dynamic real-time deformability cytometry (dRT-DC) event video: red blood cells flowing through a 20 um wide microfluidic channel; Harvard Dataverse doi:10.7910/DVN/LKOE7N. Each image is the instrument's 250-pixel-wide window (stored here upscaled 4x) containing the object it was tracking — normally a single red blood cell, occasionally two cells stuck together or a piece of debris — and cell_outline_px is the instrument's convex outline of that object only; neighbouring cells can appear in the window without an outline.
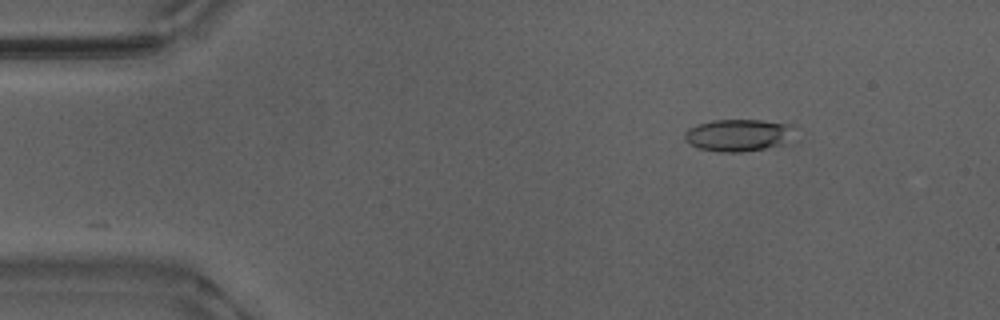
{"species": "Egyptian fruit bat (a non-hibernating species)", "species_latin": "Rousettus aegyptiacus", "temperature_condition": "warm", "stored_images_in_passage": 47, "camera_frame_rate_fps": 3000, "um_per_image_px": 0.085, "animal": {"sex": "male"}, "frame": {"image": 1, "passage_image": 1, "time_ms": 0.0, "image_size_px": [1000, 320], "cell_outline_px": [[796, 128], [784, 144], [764, 148], [740, 152], [720, 152], [700, 148], [684, 140], [684, 132], [688, 128], [696, 124], [712, 120], [760, 120], [796, 124]], "centroid_in_image_um": [62.76, 11.47], "position_along_channel_um": 22.2, "area_um2": 20.69}}
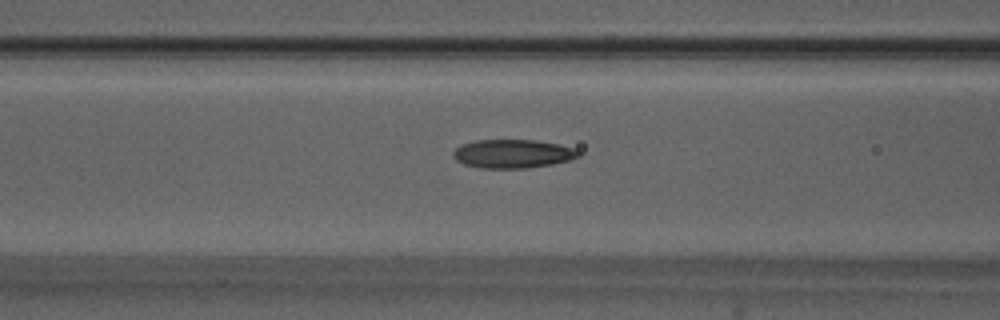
{"frame": {"image": 2, "passage_image": 15, "time_ms": 4.667, "image_size_px": [1000, 320], "cell_outline_px": [[580, 156], [572, 160], [552, 164], [528, 168], [480, 168], [464, 164], [456, 160], [452, 156], [452, 152], [460, 144], [476, 140], [536, 140], [560, 144], [572, 148], [580, 152]], "centroid_in_image_um": [43.57, 13.07], "position_along_channel_um": 123.0, "area_um2": 21.1}}
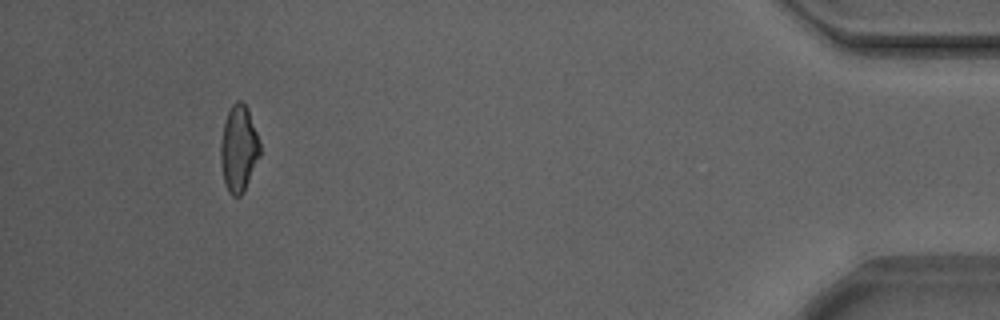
{"frame": {"image": 3, "passage_image": 43, "time_ms": 14.0, "image_size_px": [1000, 320], "cell_outline_px": [[260, 156], [244, 192], [240, 196], [232, 196], [228, 192], [224, 180], [220, 160], [220, 144], [224, 124], [228, 112], [232, 104], [236, 100], [240, 100], [248, 108], [260, 144]], "centroid_in_image_um": [20.29, 12.65], "position_along_channel_um": 414.9, "area_um2": 19.77}, "authors_computed_cell_mechanics": {"area_um2": 20.23, "velocity_mm_per_s": 3.8759, "shape_relaxation_time_tau1_ms": 7.8841, "shape_relaxation_time_tau2_ms": 1.9418, "deformation_change_tau1": 0.1953, "deformation_change_tau2": 0.0943}}